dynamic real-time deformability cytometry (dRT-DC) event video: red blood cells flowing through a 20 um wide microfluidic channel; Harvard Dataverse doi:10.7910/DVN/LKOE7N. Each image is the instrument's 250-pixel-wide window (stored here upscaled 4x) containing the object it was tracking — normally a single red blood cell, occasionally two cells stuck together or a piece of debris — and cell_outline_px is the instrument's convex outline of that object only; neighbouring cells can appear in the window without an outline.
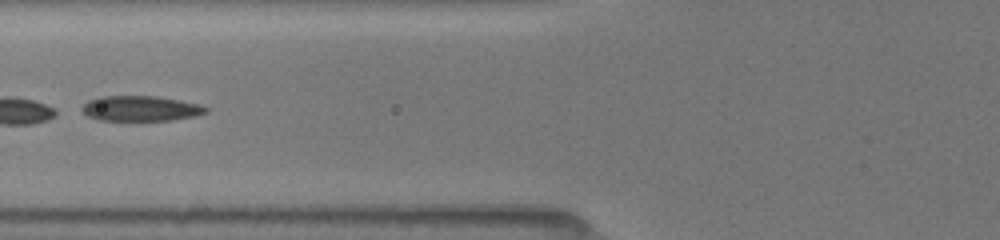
{"species": "common noctule bat (a hibernating species)", "species_latin": "Nyctalus noctula", "temperature_condition": "room temperature", "stored_images_in_passage": 31, "segment_of_instrument_passage": [2, 2], "camera_frame_rate_fps": 3000, "um_per_image_px": 0.085, "animal": {"sex": "female", "body_mass_g": 19.5, "forearm_length_mm": 54.1}, "frame": {"image": 1, "passage_image": 5, "time_ms": 1.333, "image_size_px": [1000, 240], "cell_outline_px": [[208, 112], [196, 116], [172, 120], [100, 120], [88, 116], [80, 108], [88, 100], [100, 96], [156, 96], [180, 100], [200, 104], [208, 108]], "centroid_in_image_um": [11.97, 9.21], "position_along_channel_um": 113.8, "area_um2": 18.26}}